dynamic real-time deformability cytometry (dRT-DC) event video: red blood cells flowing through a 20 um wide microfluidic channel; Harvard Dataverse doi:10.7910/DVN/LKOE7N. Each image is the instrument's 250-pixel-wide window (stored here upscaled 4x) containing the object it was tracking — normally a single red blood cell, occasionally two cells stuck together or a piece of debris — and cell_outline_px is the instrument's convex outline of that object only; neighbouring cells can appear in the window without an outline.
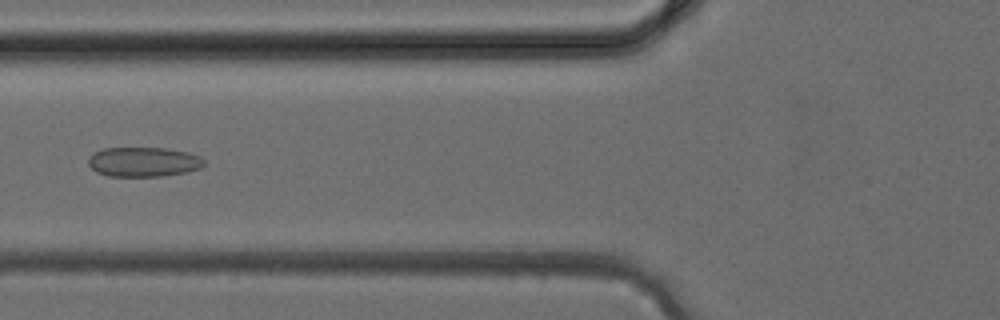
{"species": "common noctule bat (a hibernating species)", "species_latin": "Nyctalus noctula", "temperature_condition": "cold", "stored_images_in_passage": 38, "camera_frame_rate_fps": 3000, "um_per_image_px": 0.085, "animal": {"sex": "female", "body_mass_g": 24.6, "forearm_length_mm": 56.2}, "frame": {"image": 1, "passage_image": 15, "time_ms": 4.667, "image_size_px": [1000, 320], "cell_outline_px": [[204, 164], [200, 168], [188, 172], [160, 176], [108, 176], [96, 172], [88, 164], [88, 160], [96, 152], [104, 148], [164, 148], [188, 152], [200, 156], [204, 160]], "centroid_in_image_um": [12.22, 13.76], "position_along_channel_um": 113.6, "area_um2": 19.88}}
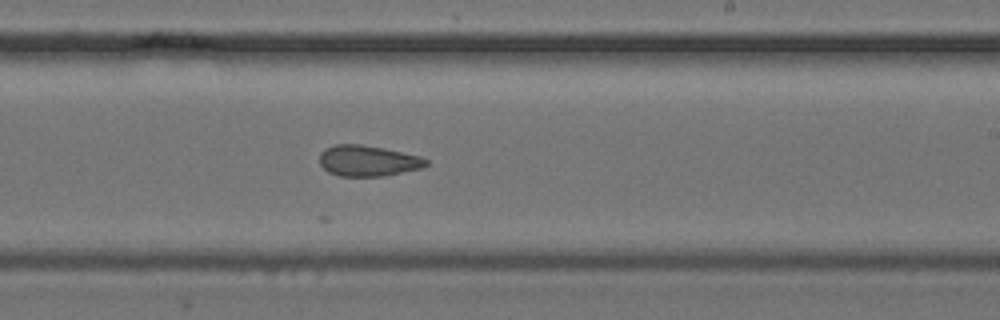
{"frame": {"image": 2, "passage_image": 23, "time_ms": 7.333, "image_size_px": [1000, 320], "cell_outline_px": [[428, 164], [424, 168], [384, 176], [340, 176], [328, 172], [320, 164], [320, 152], [324, 148], [336, 144], [360, 144], [384, 148], [420, 156], [428, 160]], "centroid_in_image_um": [31.28, 13.67], "position_along_channel_um": 257.7, "area_um2": 19.31}}
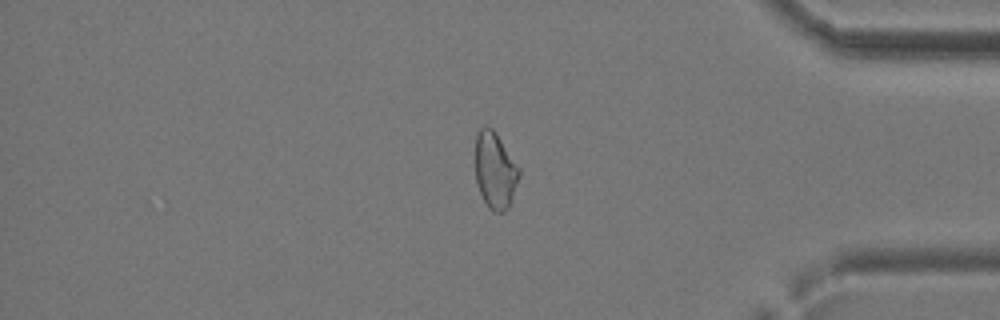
{"frame": {"image": 3, "passage_image": 32, "time_ms": 10.333, "image_size_px": [1000, 320], "cell_outline_px": [[520, 176], [508, 208], [504, 212], [492, 212], [488, 208], [480, 192], [476, 180], [476, 132], [484, 124], [488, 124], [496, 132], [520, 168]], "centroid_in_image_um": [42.08, 14.45], "position_along_channel_um": 393.1, "area_um2": 19.71}}